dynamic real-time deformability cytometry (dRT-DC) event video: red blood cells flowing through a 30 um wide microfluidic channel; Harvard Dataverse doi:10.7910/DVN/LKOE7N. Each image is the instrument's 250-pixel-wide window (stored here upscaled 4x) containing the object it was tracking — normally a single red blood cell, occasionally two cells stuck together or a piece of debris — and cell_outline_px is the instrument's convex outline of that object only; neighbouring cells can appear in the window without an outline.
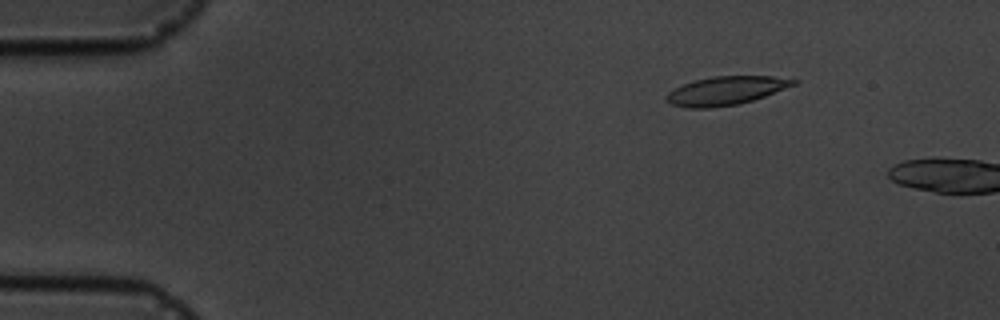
{"species": "common noctule bat (a hibernating species)", "species_latin": "Nyctalus noctula", "temperature_condition": "cold", "stored_images_in_passage": 4, "camera_frame_rate_fps": 3000, "um_per_image_px": 0.085, "animal": {"sex": "male", "body_mass_g": 19.5, "forearm_length_mm": 54.6}, "frame": {"image": 1, "passage_image": 3, "time_ms": 2.333, "image_size_px": [1000, 320], "cell_outline_px": [[800, 80], [796, 84], [764, 96], [752, 100], [736, 104], [708, 108], [684, 108], [672, 104], [664, 96], [668, 92], [684, 84], [696, 80], [712, 76], [772, 76]], "centroid_in_image_um": [61.7, 7.7], "position_along_channel_um": 23.3, "area_um2": 20.87}}